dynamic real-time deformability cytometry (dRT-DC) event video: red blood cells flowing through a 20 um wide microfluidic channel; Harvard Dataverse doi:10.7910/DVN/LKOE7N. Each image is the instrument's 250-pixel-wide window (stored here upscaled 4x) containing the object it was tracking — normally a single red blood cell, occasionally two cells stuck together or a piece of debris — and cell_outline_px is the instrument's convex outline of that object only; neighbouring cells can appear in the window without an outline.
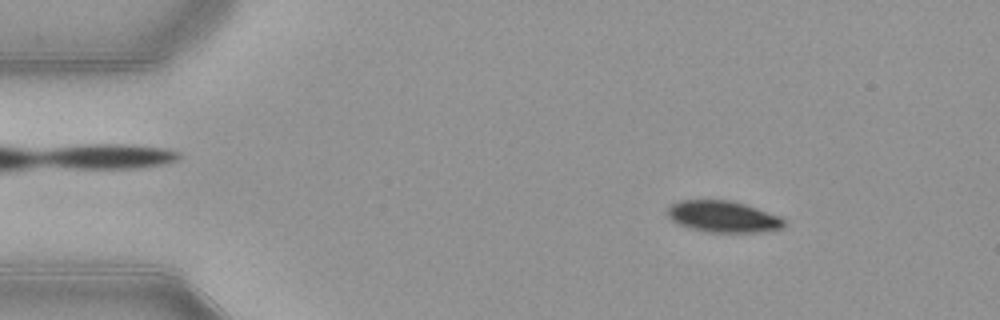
{"species": "common noctule bat (a hibernating species)", "species_latin": "Nyctalus noctula", "temperature_condition": "warm", "stored_images_in_passage": 44, "camera_frame_rate_fps": 3000, "um_per_image_px": 0.085, "animal": {"sex": "female", "body_mass_g": 21.9}, "frame": {"image": 1, "passage_image": 7, "time_ms": 2.0, "image_size_px": [1000, 320], "cell_outline_px": [[784, 228], [760, 232], [708, 232], [676, 224], [668, 216], [668, 208], [672, 204], [680, 200], [728, 200], [744, 204], [780, 216], [784, 220]], "centroid_in_image_um": [61.46, 18.42], "position_along_channel_um": 23.5, "area_um2": 21.21}}
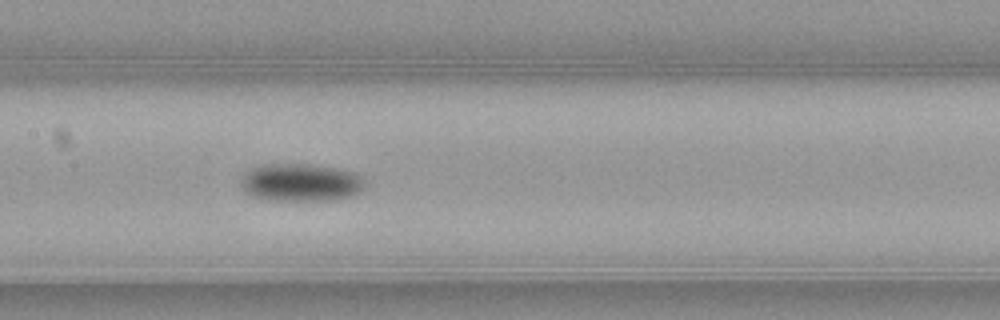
{"frame": {"image": 2, "passage_image": 25, "time_ms": 8.0, "image_size_px": [1000, 320], "cell_outline_px": [[368, 184], [360, 192], [352, 196], [336, 200], [268, 200], [252, 196], [244, 192], [244, 176], [252, 168], [264, 164], [312, 164], [336, 168], [356, 172], [364, 176], [368, 180]], "centroid_in_image_um": [25.7, 15.51], "position_along_channel_um": 181.7, "area_um2": 27.57}}
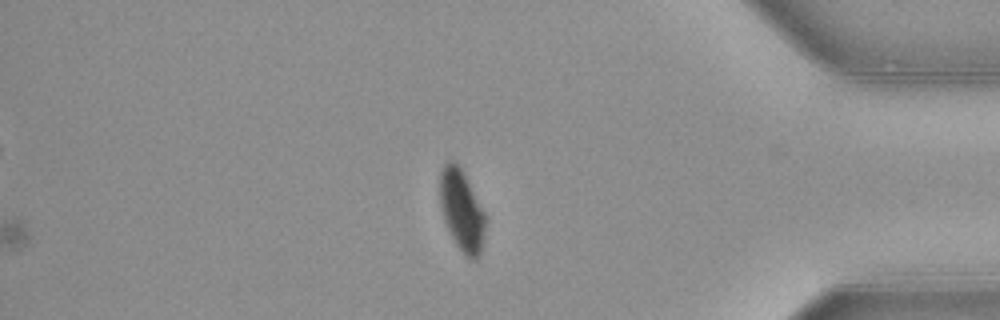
{"frame": {"image": 3, "passage_image": 44, "time_ms": 14.333, "image_size_px": [1000, 320], "cell_outline_px": [[484, 232], [480, 256], [476, 260], [468, 260], [464, 256], [448, 232], [444, 220], [440, 204], [440, 172], [444, 164], [448, 160], [456, 160], [464, 172], [484, 212]], "centroid_in_image_um": [39.23, 17.89], "position_along_channel_um": 396.0, "area_um2": 21.73}, "authors_computed_cell_mechanics": {"area_um2": 25.2008, "velocity_mm_per_s": 3.8977, "shape_relaxation_time_tau1_ms": 3.1776, "shape_relaxation_time_tau2_ms": null, "deformation_change_tau1": 0.1357, "deformation_change_tau2": null}}